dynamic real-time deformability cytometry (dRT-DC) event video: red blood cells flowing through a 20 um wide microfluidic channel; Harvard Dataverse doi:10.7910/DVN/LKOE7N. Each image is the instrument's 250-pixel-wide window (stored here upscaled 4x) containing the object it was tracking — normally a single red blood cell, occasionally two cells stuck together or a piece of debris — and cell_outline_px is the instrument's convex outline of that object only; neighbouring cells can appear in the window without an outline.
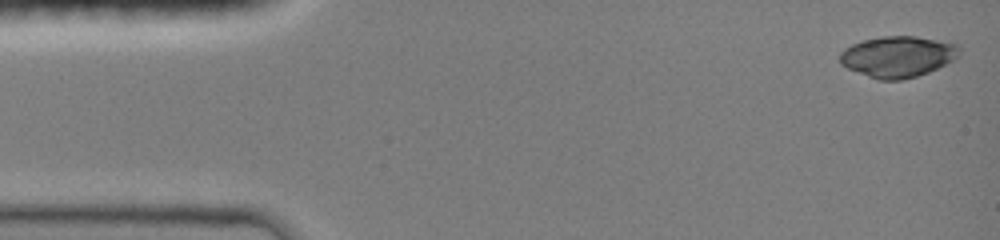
{"species": "common noctule bat (a hibernating species)", "species_latin": "Nyctalus noctula", "temperature_condition": "room temperature", "stored_images_in_passage": 62, "camera_frame_rate_fps": 3000, "um_per_image_px": 0.085, "animal": {"sex": "female", "body_mass_g": 19.0, "forearm_length_mm": 51.5}, "frame": {"image": 1, "passage_image": 1, "time_ms": 0.0, "image_size_px": [1000, 240], "cell_outline_px": [[960, 52], [952, 60], [928, 72], [916, 76], [900, 80], [880, 80], [868, 76], [848, 68], [840, 64], [840, 52], [844, 48], [852, 44], [864, 40], [880, 36], [916, 36], [956, 44], [960, 48]], "centroid_in_image_um": [76.27, 4.8], "position_along_channel_um": 8.7, "area_um2": 28.26}}